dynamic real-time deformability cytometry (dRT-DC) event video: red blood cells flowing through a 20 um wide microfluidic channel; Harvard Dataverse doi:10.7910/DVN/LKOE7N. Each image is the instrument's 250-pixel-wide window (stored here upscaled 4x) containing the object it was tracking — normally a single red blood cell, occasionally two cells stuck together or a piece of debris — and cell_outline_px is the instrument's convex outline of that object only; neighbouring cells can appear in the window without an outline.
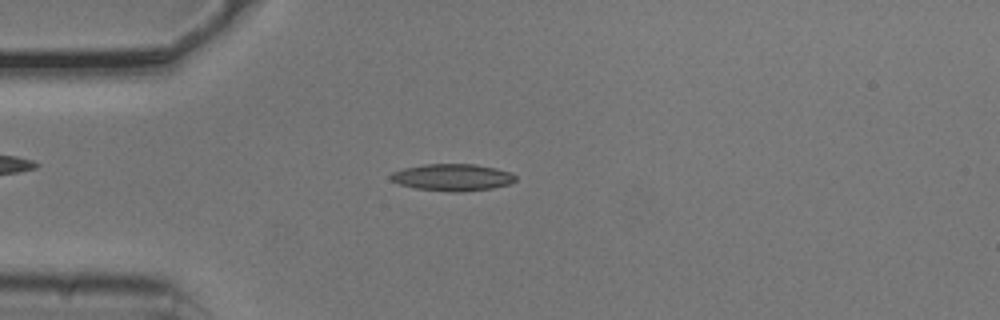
{"species": "common noctule bat (a hibernating species)", "species_latin": "Nyctalus noctula", "temperature_condition": "cold", "stored_images_in_passage": 19, "camera_frame_rate_fps": 3000, "um_per_image_px": 0.085, "animal": {"sex": "male", "body_mass_g": 20.5, "forearm_length_mm": 52.5}, "frame": {"image": 1, "passage_image": 5, "time_ms": 1.333, "image_size_px": [1000, 320], "cell_outline_px": [[516, 180], [508, 184], [492, 188], [460, 192], [452, 192], [416, 188], [400, 184], [392, 180], [388, 176], [392, 172], [404, 168], [424, 164], [476, 164], [496, 168], [508, 172], [516, 176]], "centroid_in_image_um": [38.44, 15.07], "position_along_channel_um": 46.6, "area_um2": 19.48}}
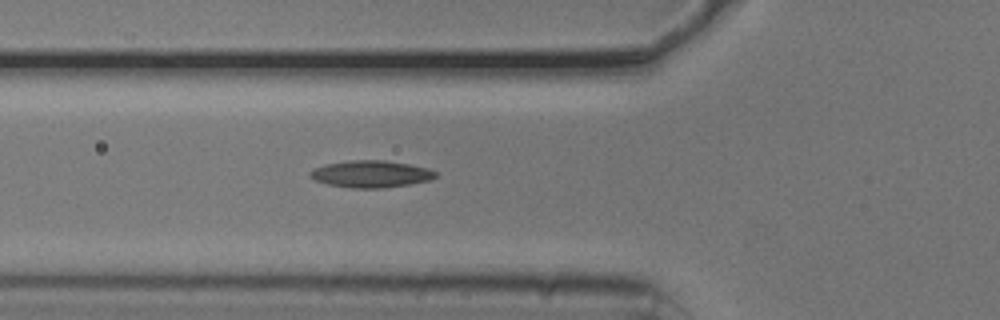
{"frame": {"image": 2, "passage_image": 10, "time_ms": 3.0, "image_size_px": [1000, 320], "cell_outline_px": [[436, 176], [428, 180], [408, 184], [384, 188], [352, 188], [328, 184], [312, 180], [308, 176], [308, 172], [316, 168], [328, 164], [352, 160], [384, 160], [408, 164], [428, 168], [436, 172]], "centroid_in_image_um": [31.49, 14.79], "position_along_channel_um": 94.3, "area_um2": 19.54}}
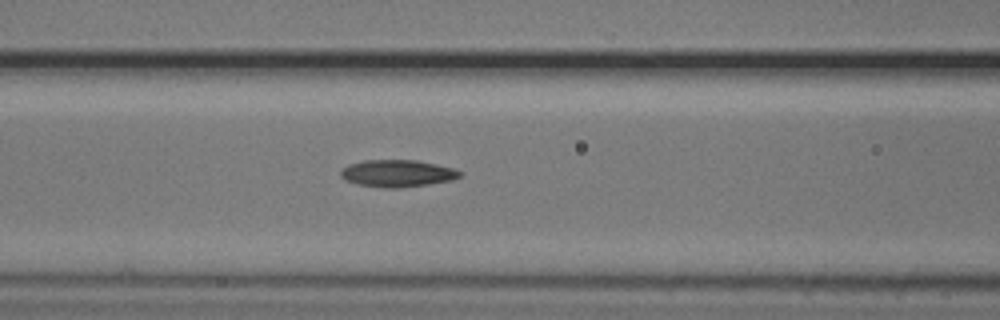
{"frame": {"image": 3, "passage_image": 13, "time_ms": 4.0, "image_size_px": [1000, 320], "cell_outline_px": [[460, 176], [452, 180], [428, 184], [396, 188], [384, 188], [356, 184], [344, 180], [340, 176], [340, 172], [348, 164], [364, 160], [416, 160], [456, 168], [460, 172]], "centroid_in_image_um": [33.75, 14.73], "position_along_channel_um": 132.9, "area_um2": 18.84}}